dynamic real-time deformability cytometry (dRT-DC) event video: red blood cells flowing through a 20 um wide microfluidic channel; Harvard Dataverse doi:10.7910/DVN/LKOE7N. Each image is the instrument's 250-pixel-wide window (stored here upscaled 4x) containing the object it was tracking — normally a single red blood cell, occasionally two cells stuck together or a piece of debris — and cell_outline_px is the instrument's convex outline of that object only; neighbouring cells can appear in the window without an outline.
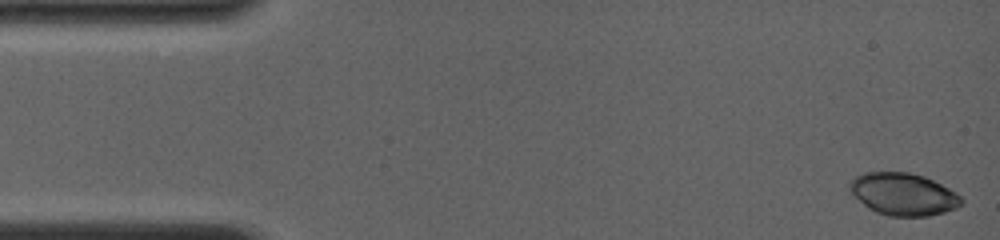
{"species": "common noctule bat (a hibernating species)", "species_latin": "Nyctalus noctula", "temperature_condition": "room temperature", "stored_images_in_passage": 60, "camera_frame_rate_fps": 4000, "um_per_image_px": 0.085, "animal": {"sex": "female", "body_mass_g": 19.0, "forearm_length_mm": 56.7}, "frame": {"image": 1, "passage_image": 1, "time_ms": 0.0, "image_size_px": [1000, 240], "cell_outline_px": [[964, 204], [956, 208], [944, 212], [928, 216], [888, 216], [876, 212], [868, 208], [848, 188], [848, 184], [856, 176], [864, 172], [908, 172], [924, 176], [956, 192], [964, 200]], "centroid_in_image_um": [76.8, 16.51], "position_along_channel_um": 8.2, "area_um2": 27.46}}
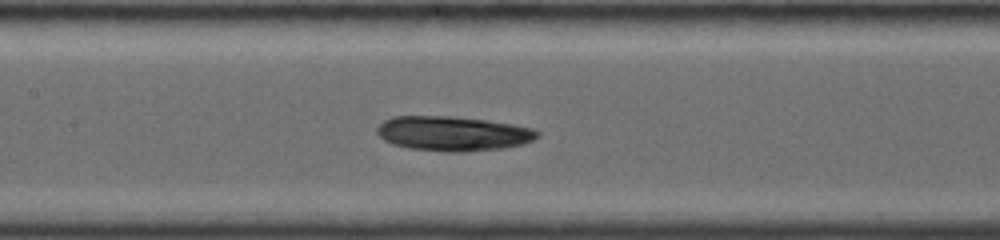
{"frame": {"image": 2, "passage_image": 31, "time_ms": 7.0, "image_size_px": [1000, 240], "cell_outline_px": [[540, 136], [524, 144], [500, 148], [464, 152], [448, 152], [408, 148], [392, 144], [384, 140], [376, 132], [376, 128], [384, 120], [392, 116], [448, 116], [484, 120], [512, 124], [536, 128], [540, 132]], "centroid_in_image_um": [38.5, 11.35], "position_along_channel_um": 168.9, "area_um2": 32.48}}
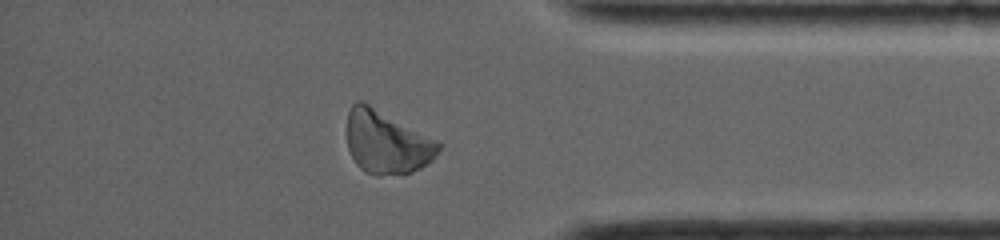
{"frame": {"image": 3, "passage_image": 51, "time_ms": 13.0, "image_size_px": [1000, 240], "cell_outline_px": [[444, 144], [432, 160], [420, 168], [412, 172], [368, 172], [360, 168], [356, 164], [348, 148], [348, 112], [352, 104], [356, 100], [364, 100], [440, 140]], "centroid_in_image_um": [32.92, 11.99], "position_along_channel_um": 402.3, "area_um2": 33.7}}